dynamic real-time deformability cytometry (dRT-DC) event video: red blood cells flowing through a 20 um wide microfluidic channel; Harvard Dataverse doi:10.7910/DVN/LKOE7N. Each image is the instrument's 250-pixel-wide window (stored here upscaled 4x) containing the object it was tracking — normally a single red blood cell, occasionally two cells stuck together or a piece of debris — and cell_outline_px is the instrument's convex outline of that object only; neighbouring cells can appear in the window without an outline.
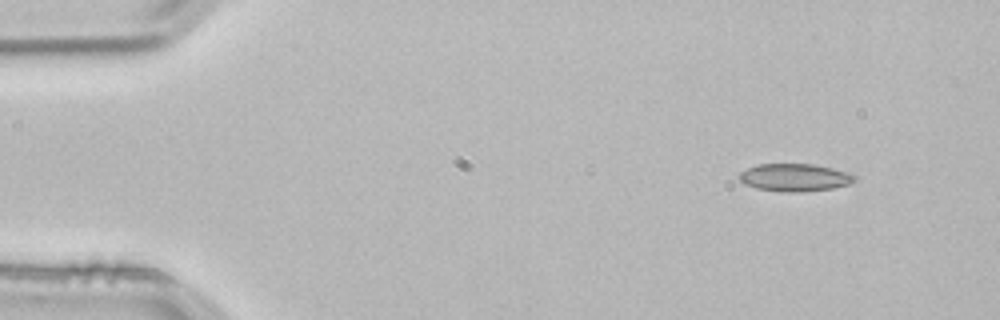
{"species": "common noctule bat (a hibernating species)", "species_latin": "Nyctalus noctula", "temperature_condition": "room temperature", "stored_images_in_passage": 4, "segment_of_instrument_passage": [1, 2], "camera_frame_rate_fps": 3000, "um_per_image_px": 0.085, "animal": {"sex": "male", "body_mass_g": 21.5, "forearm_length_mm": 52.0}, "frame": {"image": 1, "passage_image": 1, "time_ms": 0.0, "image_size_px": [1000, 320], "cell_outline_px": [[856, 180], [848, 184], [832, 188], [800, 192], [780, 192], [756, 188], [744, 184], [740, 180], [740, 172], [756, 164], [812, 164], [832, 168], [848, 172], [856, 176]], "centroid_in_image_um": [67.54, 15.09], "position_along_channel_um": 17.5, "area_um2": 18.55}}